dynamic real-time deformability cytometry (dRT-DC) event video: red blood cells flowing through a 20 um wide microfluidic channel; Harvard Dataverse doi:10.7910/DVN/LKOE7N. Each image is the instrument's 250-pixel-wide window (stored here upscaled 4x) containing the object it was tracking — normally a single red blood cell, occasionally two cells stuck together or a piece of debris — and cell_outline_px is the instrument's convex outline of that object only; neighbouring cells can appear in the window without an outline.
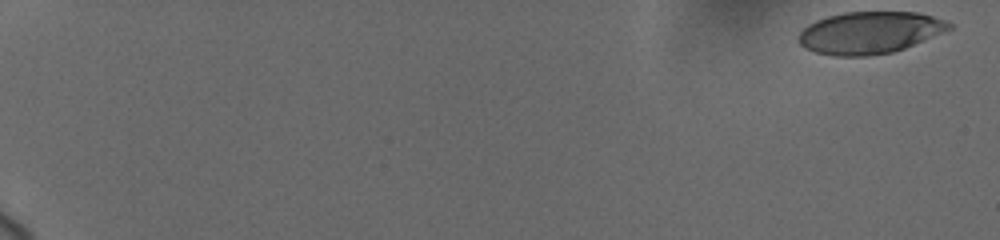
{"species": "human", "species_latin": "Homo sapiens", "temperature_condition": "cold", "stored_images_in_passage": 19, "camera_frame_rate_fps": 3000, "um_per_image_px": 0.085, "donor": {"sex": "female"}, "frame": {"image": 1, "passage_image": 1, "time_ms": 0.0, "image_size_px": [1000, 240], "cell_outline_px": [[952, 28], [904, 48], [892, 52], [868, 56], [832, 56], [816, 52], [804, 48], [800, 44], [800, 32], [808, 24], [816, 20], [828, 16], [844, 12], [916, 12], [932, 16], [944, 20], [952, 24]], "centroid_in_image_um": [73.9, 2.77], "position_along_channel_um": 11.1, "area_um2": 36.59}}
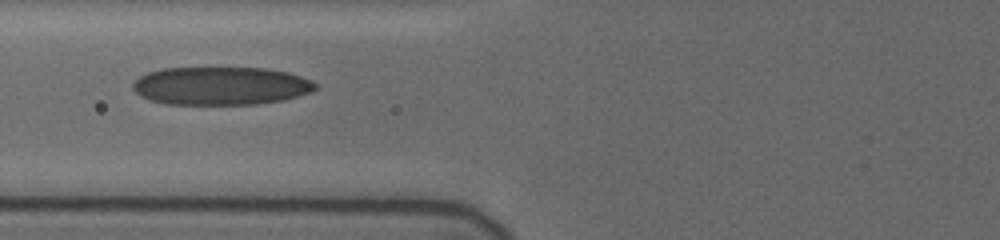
{"frame": {"image": 2, "passage_image": 14, "time_ms": 8.333, "image_size_px": [1000, 240], "cell_outline_px": [[316, 88], [312, 92], [284, 100], [256, 104], [164, 104], [148, 100], [140, 96], [132, 88], [132, 84], [140, 76], [148, 72], [164, 68], [268, 68], [288, 72], [312, 80], [316, 84]], "centroid_in_image_um": [18.77, 7.3], "position_along_channel_um": 107.0, "area_um2": 40.81}}
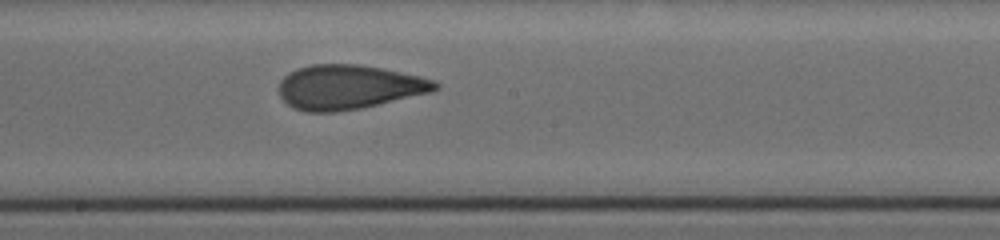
{"frame": {"image": 3, "passage_image": 19, "time_ms": 11.333, "image_size_px": [1000, 240], "cell_outline_px": [[440, 88], [432, 92], [360, 108], [336, 112], [308, 112], [296, 108], [288, 104], [280, 96], [280, 80], [284, 76], [296, 68], [312, 64], [360, 64], [420, 76], [432, 80], [440, 84]], "centroid_in_image_um": [29.65, 7.39], "position_along_channel_um": 218.6, "area_um2": 40.23}}